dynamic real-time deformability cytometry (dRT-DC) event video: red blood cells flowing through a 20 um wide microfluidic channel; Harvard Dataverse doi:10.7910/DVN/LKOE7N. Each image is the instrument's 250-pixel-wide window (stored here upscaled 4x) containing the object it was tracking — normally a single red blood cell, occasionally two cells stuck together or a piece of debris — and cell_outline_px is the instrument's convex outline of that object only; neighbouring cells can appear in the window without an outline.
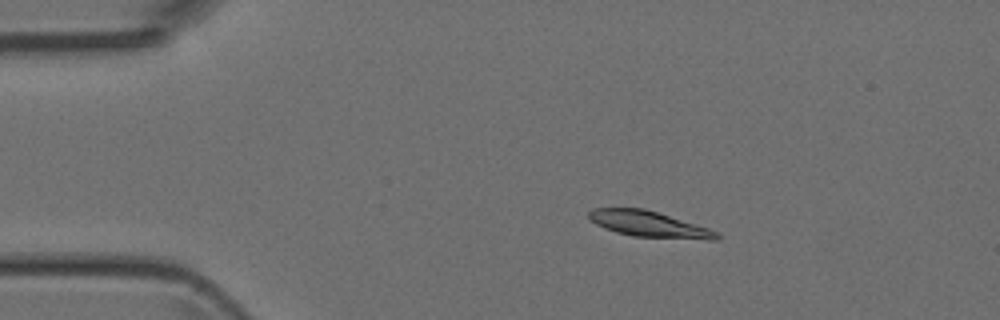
{"species": "Egyptian fruit bat (a non-hibernating species)", "species_latin": "Rousettus aegyptiacus", "temperature_condition": "room temperature", "stored_images_in_passage": 40, "camera_frame_rate_fps": 3000, "um_per_image_px": 0.085, "animal": {"sex": "female"}, "frame": {"image": 1, "passage_image": 1, "time_ms": 0.0, "image_size_px": [1000, 320], "cell_outline_px": [[720, 240], [708, 240], [632, 236], [616, 232], [604, 228], [588, 220], [588, 212], [592, 208], [644, 208], [708, 228], [716, 232], [720, 236]], "centroid_in_image_um": [55.13, 19.06], "position_along_channel_um": 29.9, "area_um2": 19.31}}
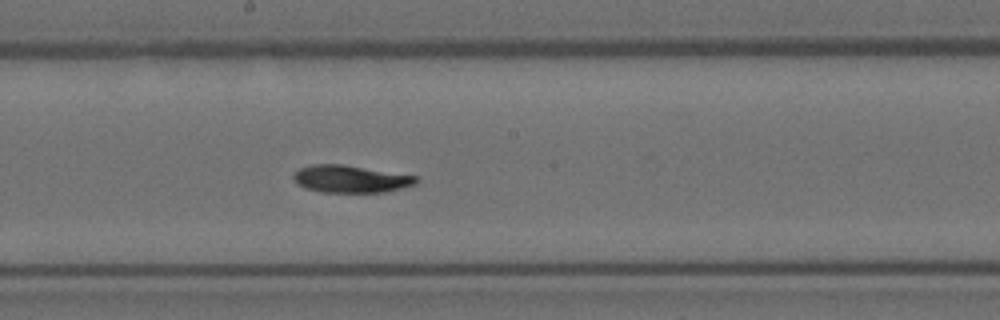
{"frame": {"image": 2, "passage_image": 18, "time_ms": 5.667, "image_size_px": [1000, 320], "cell_outline_px": [[420, 180], [416, 184], [384, 192], [320, 192], [304, 188], [292, 176], [300, 168], [312, 164], [344, 164], [420, 176]], "centroid_in_image_um": [29.86, 15.2], "position_along_channel_um": 218.3, "area_um2": 19.65}}
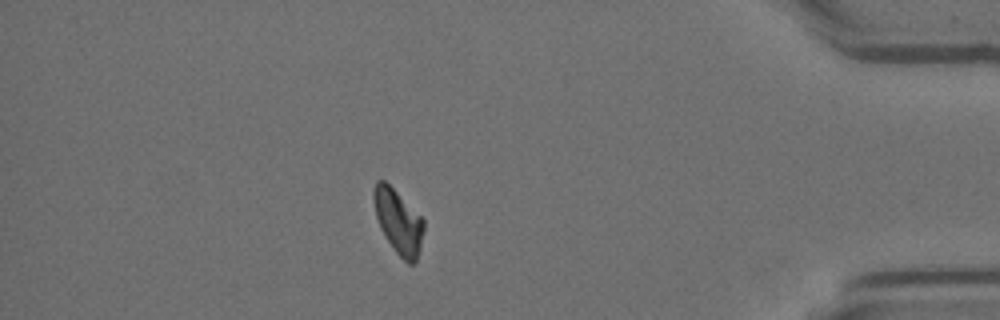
{"frame": {"image": 3, "passage_image": 34, "time_ms": 11.0, "image_size_px": [1000, 320], "cell_outline_px": [[424, 228], [420, 248], [416, 260], [412, 264], [408, 264], [396, 252], [380, 228], [376, 216], [372, 200], [372, 192], [376, 180], [384, 180], [424, 220]], "centroid_in_image_um": [33.83, 18.82], "position_along_channel_um": 401.4, "area_um2": 18.38}}